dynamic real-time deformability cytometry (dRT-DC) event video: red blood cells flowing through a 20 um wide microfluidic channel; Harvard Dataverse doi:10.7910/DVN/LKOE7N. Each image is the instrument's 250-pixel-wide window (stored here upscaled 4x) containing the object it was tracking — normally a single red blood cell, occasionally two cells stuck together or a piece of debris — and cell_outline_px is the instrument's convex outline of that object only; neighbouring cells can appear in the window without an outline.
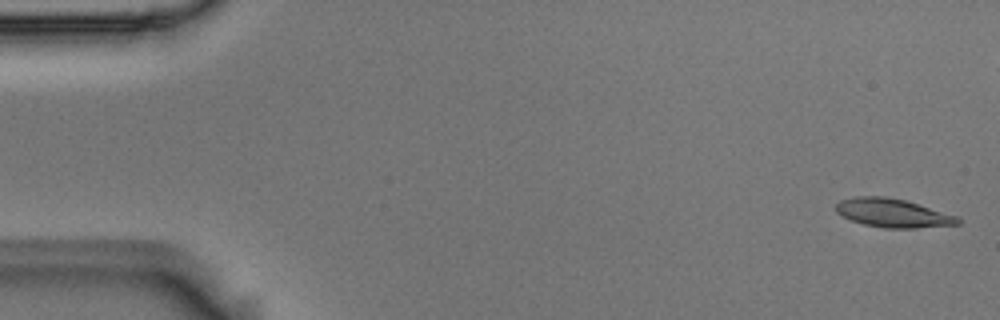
{"species": "Egyptian fruit bat (a non-hibernating species)", "species_latin": "Rousettus aegyptiacus", "temperature_condition": "room temperature", "stored_images_in_passage": 6, "camera_frame_rate_fps": 3000, "um_per_image_px": 0.085, "animal": {"sex": "male"}, "frame": {"image": 1, "passage_image": 1, "time_ms": 0.0, "image_size_px": [1000, 320], "cell_outline_px": [[960, 224], [916, 228], [884, 228], [864, 224], [852, 220], [836, 212], [836, 204], [840, 200], [852, 196], [884, 196], [904, 200], [960, 216]], "centroid_in_image_um": [75.91, 18.1], "position_along_channel_um": 9.1, "area_um2": 20.35}}